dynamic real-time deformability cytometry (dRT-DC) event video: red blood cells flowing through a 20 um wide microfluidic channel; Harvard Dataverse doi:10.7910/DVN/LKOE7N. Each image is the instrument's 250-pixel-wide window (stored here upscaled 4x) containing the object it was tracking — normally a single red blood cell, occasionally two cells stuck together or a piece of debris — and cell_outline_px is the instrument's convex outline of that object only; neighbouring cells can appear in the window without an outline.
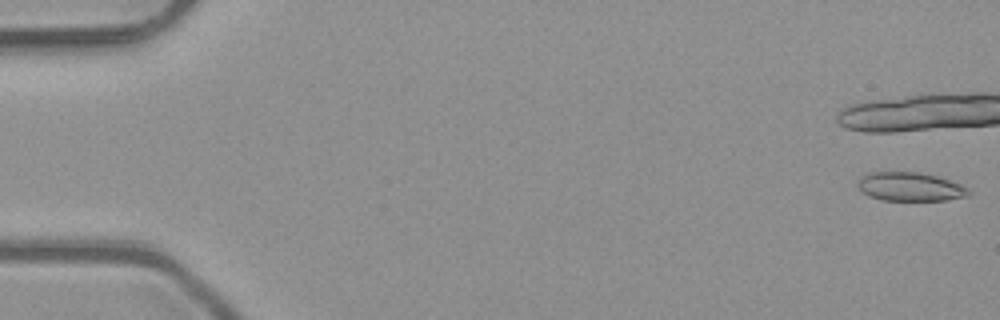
{"species": "common noctule bat (a hibernating species)", "species_latin": "Nyctalus noctula", "temperature_condition": "room temperature", "stored_images_in_passage": 10, "camera_frame_rate_fps": 3000, "um_per_image_px": 0.085, "animal": {"sex": "male", "body_mass_g": 23.1, "forearm_length_mm": 52.7}, "frame": {"image": 1, "passage_image": 1, "time_ms": 0.0, "image_size_px": [1000, 320], "cell_outline_px": [[972, 196], [948, 200], [884, 200], [868, 196], [860, 192], [856, 184], [860, 176], [868, 172], [920, 172], [936, 176], [960, 184], [968, 188], [972, 192]], "centroid_in_image_um": [77.35, 15.87], "position_along_channel_um": 7.6, "area_um2": 18.9}}